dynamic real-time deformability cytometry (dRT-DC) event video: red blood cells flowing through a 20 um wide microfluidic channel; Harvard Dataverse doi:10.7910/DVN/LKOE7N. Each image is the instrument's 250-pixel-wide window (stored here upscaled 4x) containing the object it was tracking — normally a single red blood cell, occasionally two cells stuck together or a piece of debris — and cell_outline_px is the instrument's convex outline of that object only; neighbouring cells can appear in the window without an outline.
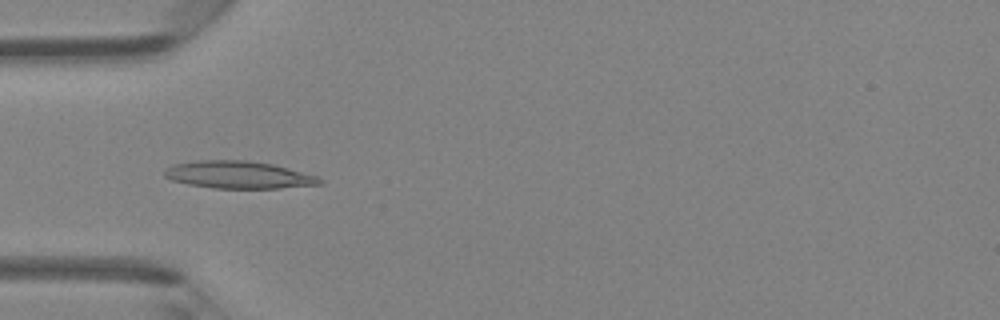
{"species": "Egyptian fruit bat (a non-hibernating species)", "species_latin": "Rousettus aegyptiacus", "temperature_condition": "room temperature", "stored_images_in_passage": 47, "camera_frame_rate_fps": 3000, "um_per_image_px": 0.085, "animal": {"sex": "female"}, "frame": {"image": 1, "passage_image": 15, "time_ms": 4.667, "image_size_px": [1000, 320], "cell_outline_px": [[324, 184], [280, 188], [212, 188], [188, 184], [172, 180], [164, 176], [164, 172], [172, 164], [200, 160], [248, 160], [272, 164], [288, 168], [316, 176], [324, 180]], "centroid_in_image_um": [20.29, 14.86], "position_along_channel_um": 64.7, "area_um2": 24.74}}
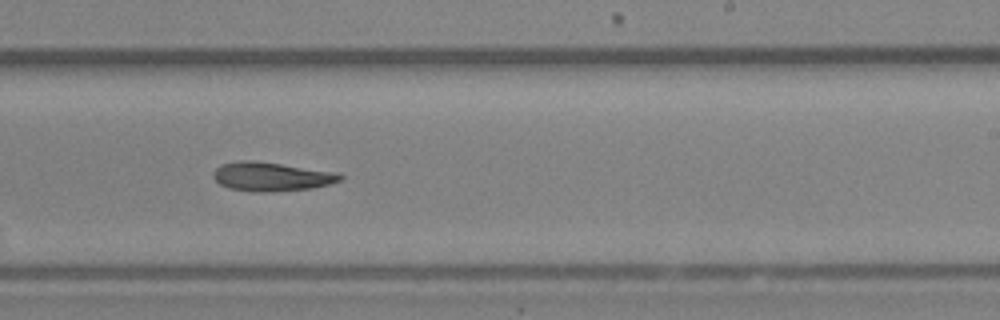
{"frame": {"image": 2, "passage_image": 29, "time_ms": 9.333, "image_size_px": [1000, 320], "cell_outline_px": [[344, 176], [340, 180], [328, 184], [312, 188], [264, 192], [252, 192], [228, 188], [220, 184], [212, 176], [212, 172], [220, 164], [240, 160], [252, 160], [340, 172]], "centroid_in_image_um": [23.05, 15.0], "position_along_channel_um": 266.0, "area_um2": 21.5}}
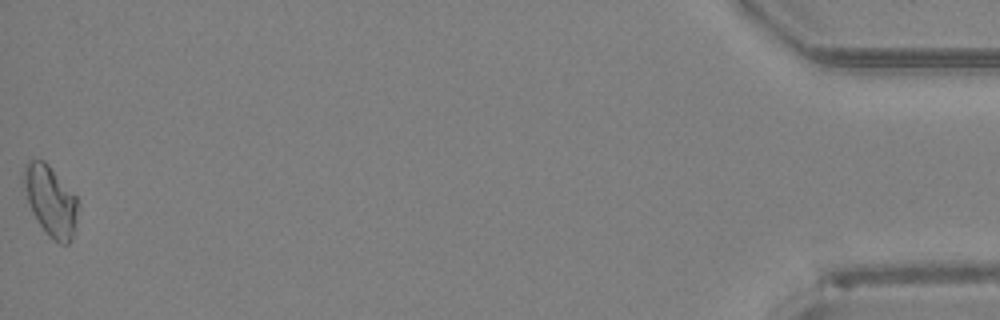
{"frame": {"image": 3, "passage_image": 47, "time_ms": 15.333, "image_size_px": [1000, 320], "cell_outline_px": [[80, 204], [72, 240], [68, 244], [60, 244], [48, 236], [32, 212], [28, 200], [24, 184], [24, 164], [28, 160], [44, 160], [48, 164], [76, 196]], "centroid_in_image_um": [4.34, 17.09], "position_along_channel_um": 430.9, "area_um2": 22.08}, "authors_computed_cell_mechanics": {"area_um2": 21.5016, "velocity_mm_per_s": 4.3506, "shape_relaxation_time_tau1_ms": 4.4043, "shape_relaxation_time_tau2_ms": 2.8862, "deformation_change_tau1": 0.1399, "deformation_change_tau2": 0.1015}}